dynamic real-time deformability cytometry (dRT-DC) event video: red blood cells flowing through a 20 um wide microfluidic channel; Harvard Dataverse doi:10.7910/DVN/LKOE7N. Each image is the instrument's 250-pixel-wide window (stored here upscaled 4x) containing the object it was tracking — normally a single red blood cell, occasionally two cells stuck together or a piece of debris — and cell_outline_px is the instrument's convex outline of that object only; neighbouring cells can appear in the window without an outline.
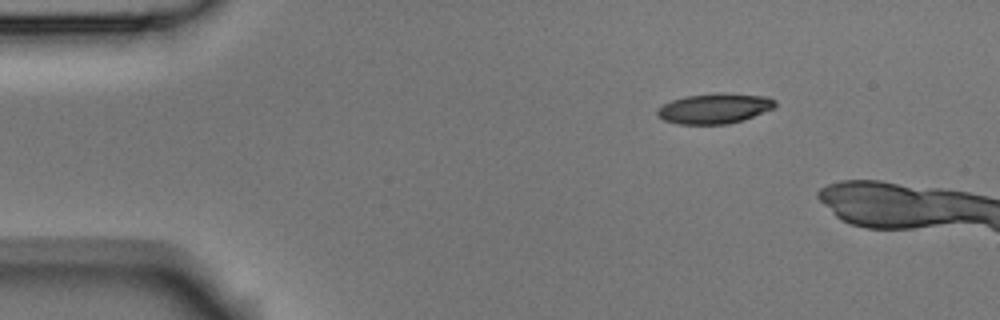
{"species": "Egyptian fruit bat (a non-hibernating species)", "species_latin": "Rousettus aegyptiacus", "temperature_condition": "room temperature", "stored_images_in_passage": 3, "camera_frame_rate_fps": 3000, "um_per_image_px": 0.085, "animal": {"sex": "male"}, "frame": {"image": 1, "passage_image": 1, "time_ms": 0.0, "image_size_px": [1000, 320], "cell_outline_px": [[776, 104], [772, 108], [752, 116], [728, 124], [676, 124], [664, 120], [656, 116], [656, 108], [672, 100], [684, 96], [768, 96], [776, 100]], "centroid_in_image_um": [60.63, 9.27], "position_along_channel_um": 24.4, "area_um2": 19.59}}